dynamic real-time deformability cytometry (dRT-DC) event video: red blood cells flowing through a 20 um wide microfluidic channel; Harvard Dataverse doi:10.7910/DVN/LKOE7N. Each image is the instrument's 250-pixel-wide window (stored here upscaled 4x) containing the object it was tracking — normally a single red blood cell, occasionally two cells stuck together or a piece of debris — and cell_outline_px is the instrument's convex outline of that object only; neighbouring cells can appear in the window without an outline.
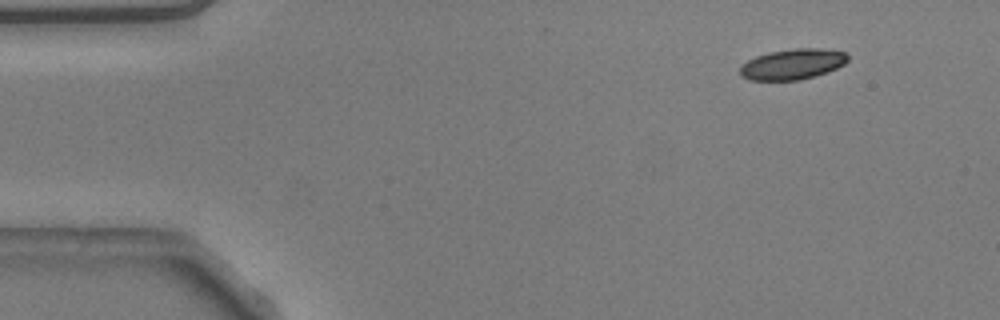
{"species": "common noctule bat (a hibernating species)", "species_latin": "Nyctalus noctula", "temperature_condition": "warm", "stored_images_in_passage": 49, "camera_frame_rate_fps": 3000, "um_per_image_px": 0.085, "animal": {"sex": "male", "body_mass_g": 20.5, "forearm_length_mm": 52.5}, "frame": {"image": 1, "passage_image": 1, "time_ms": 0.0, "image_size_px": [1000, 320], "cell_outline_px": [[848, 60], [844, 64], [836, 68], [800, 80], [748, 80], [740, 76], [740, 64], [756, 56], [768, 52], [792, 48], [820, 48], [844, 52], [848, 56]], "centroid_in_image_um": [67.31, 5.45], "position_along_channel_um": 17.7, "area_um2": 19.19}}
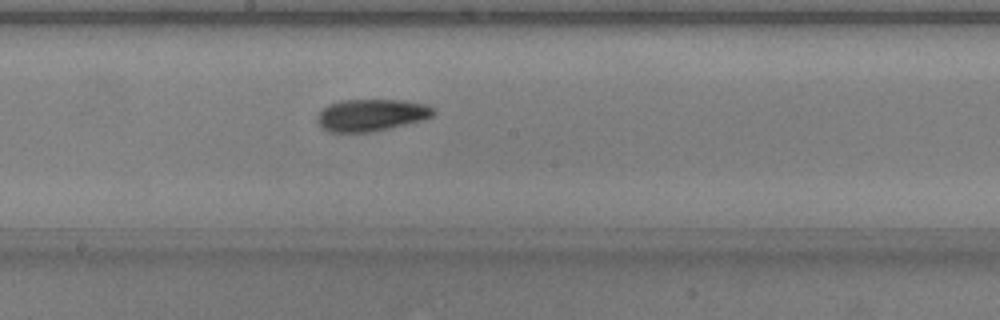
{"frame": {"image": 2, "passage_image": 24, "time_ms": 7.667, "image_size_px": [1000, 320], "cell_outline_px": [[436, 112], [432, 116], [424, 120], [372, 132], [328, 132], [320, 128], [316, 120], [316, 116], [328, 104], [340, 100], [400, 100], [428, 104]], "centroid_in_image_um": [31.53, 9.78], "position_along_channel_um": 216.7, "area_um2": 21.91}}
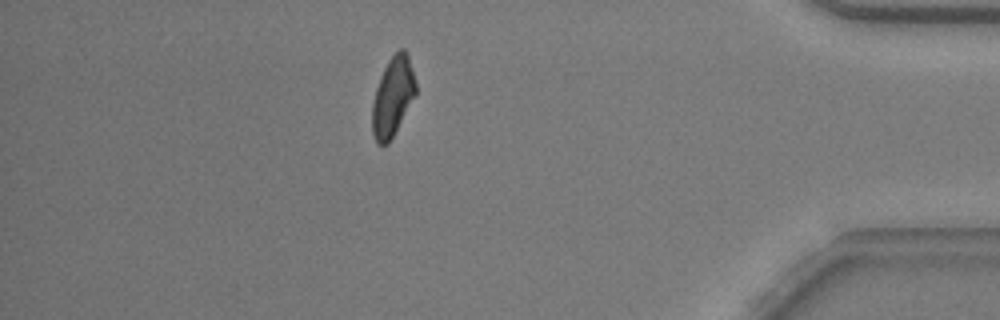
{"frame": {"image": 3, "passage_image": 42, "time_ms": 13.667, "image_size_px": [1000, 320], "cell_outline_px": [[416, 96], [388, 144], [376, 144], [372, 132], [372, 104], [376, 88], [380, 76], [388, 60], [400, 48], [404, 48], [408, 56], [416, 84]], "centroid_in_image_um": [33.38, 8.23], "position_along_channel_um": 401.8, "area_um2": 20.06}, "authors_computed_cell_mechanics": {"area_um2": 20.5768, "velocity_mm_per_s": 3.7985, "shape_relaxation_time_tau1_ms": 4.5845, "shape_relaxation_time_tau2_ms": 2.9621, "deformation_change_tau1": 0.1439, "deformation_change_tau2": 0.0945}}